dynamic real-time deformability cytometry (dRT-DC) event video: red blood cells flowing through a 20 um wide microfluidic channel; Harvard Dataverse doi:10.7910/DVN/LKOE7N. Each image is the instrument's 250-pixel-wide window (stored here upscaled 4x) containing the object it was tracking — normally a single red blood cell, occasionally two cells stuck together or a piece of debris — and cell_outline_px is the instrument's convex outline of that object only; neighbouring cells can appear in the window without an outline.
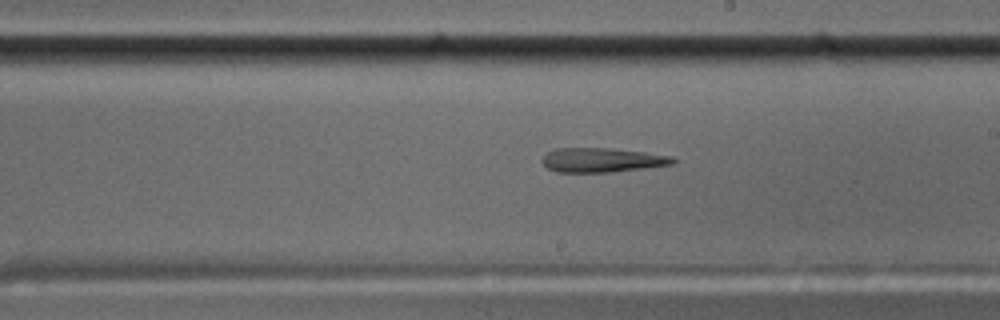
{"species": "common noctule bat (a hibernating species)", "species_latin": "Nyctalus noctula", "temperature_condition": "cold", "stored_images_in_passage": 54, "camera_frame_rate_fps": 3000, "um_per_image_px": 0.085, "animal": {"sex": "male", "body_mass_g": 17.5, "forearm_length_mm": 52.3}, "frame": {"image": 1, "passage_image": 33, "time_ms": 10.667, "image_size_px": [1000, 320], "cell_outline_px": [[676, 160], [672, 164], [612, 172], [556, 172], [548, 168], [540, 160], [552, 148], [612, 148], [644, 152], [672, 156]], "centroid_in_image_um": [51.13, 13.6], "position_along_channel_um": 237.9, "area_um2": 18.5}}
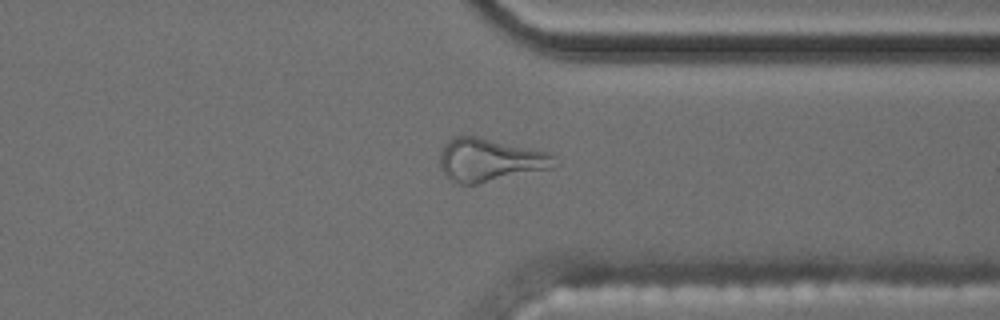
{"frame": {"image": 2, "passage_image": 44, "time_ms": 14.333, "image_size_px": [1000, 320], "cell_outline_px": [[556, 156], [552, 168], [476, 184], [460, 184], [444, 176], [440, 168], [440, 152], [444, 144], [448, 140], [456, 136], [476, 136], [548, 152]], "centroid_in_image_um": [41.59, 13.6], "position_along_channel_um": 369.8, "area_um2": 28.55}}
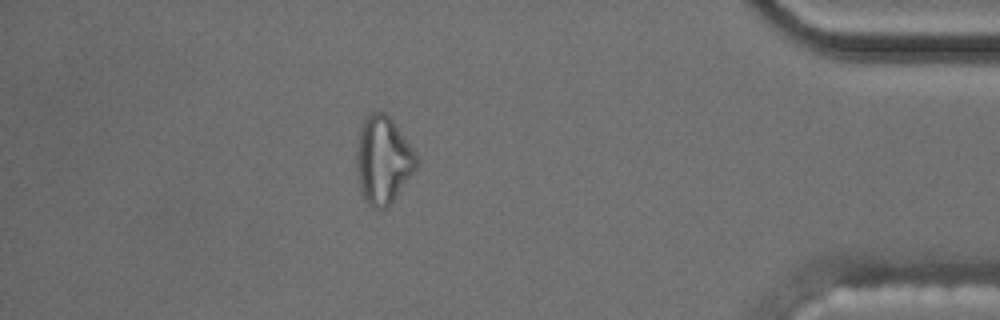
{"frame": {"image": 3, "passage_image": 50, "time_ms": 16.333, "image_size_px": [1000, 320], "cell_outline_px": [[420, 160], [416, 168], [392, 200], [384, 208], [372, 208], [364, 200], [356, 172], [356, 144], [360, 124], [364, 116], [372, 112], [384, 112], [392, 120]], "centroid_in_image_um": [32.51, 13.56], "position_along_channel_um": 402.7, "area_um2": 30.35}}